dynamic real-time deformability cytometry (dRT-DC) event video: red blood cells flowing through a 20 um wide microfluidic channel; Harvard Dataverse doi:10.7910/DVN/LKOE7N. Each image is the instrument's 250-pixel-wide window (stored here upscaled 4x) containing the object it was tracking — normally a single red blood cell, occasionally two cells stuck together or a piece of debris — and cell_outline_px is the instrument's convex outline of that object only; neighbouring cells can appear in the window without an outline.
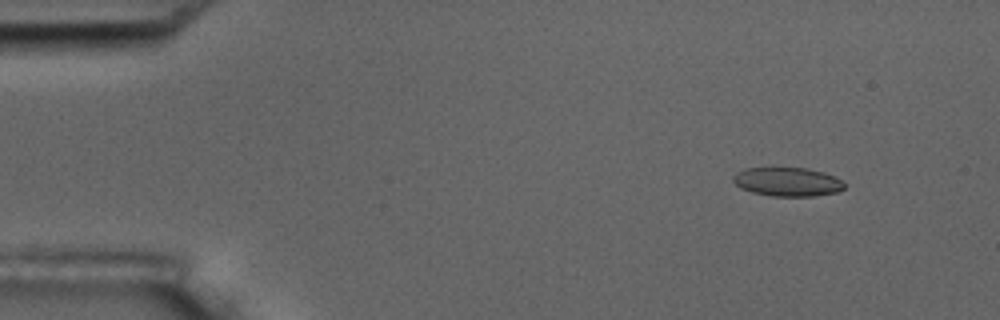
{"species": "common noctule bat (a hibernating species)", "species_latin": "Nyctalus noctula", "temperature_condition": "room temperature", "stored_images_in_passage": 8, "camera_frame_rate_fps": 3000, "um_per_image_px": 0.085, "animal": {"sex": "male", "body_mass_g": 17.5, "forearm_length_mm": 52.3}, "frame": {"image": 1, "passage_image": 2, "time_ms": 1.0, "image_size_px": [1000, 320], "cell_outline_px": [[844, 188], [836, 192], [816, 196], [772, 196], [752, 192], [740, 188], [732, 180], [732, 176], [736, 172], [744, 168], [772, 164], [804, 168], [824, 172], [836, 176], [844, 184]], "centroid_in_image_um": [66.86, 15.39], "position_along_channel_um": 18.1, "area_um2": 19.59}}
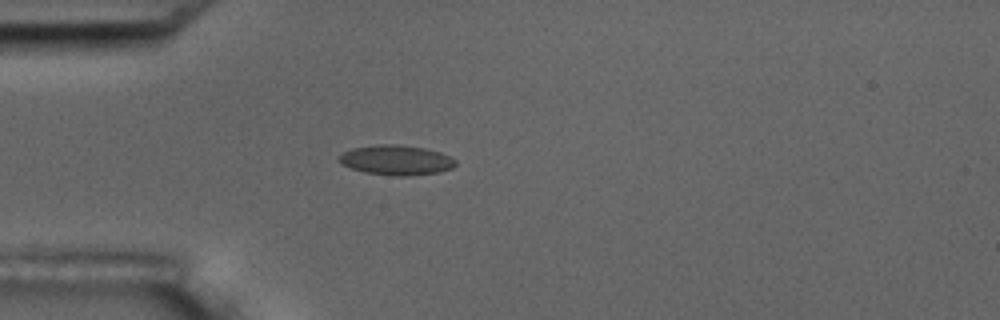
{"frame": {"image": 2, "passage_image": 4, "time_ms": 4.333, "image_size_px": [1000, 320], "cell_outline_px": [[456, 164], [452, 168], [440, 172], [404, 176], [392, 176], [364, 172], [340, 164], [336, 160], [336, 156], [352, 148], [376, 144], [396, 144], [424, 148], [440, 152], [456, 160]], "centroid_in_image_um": [33.63, 13.6], "position_along_channel_um": 51.4, "area_um2": 20.46}}
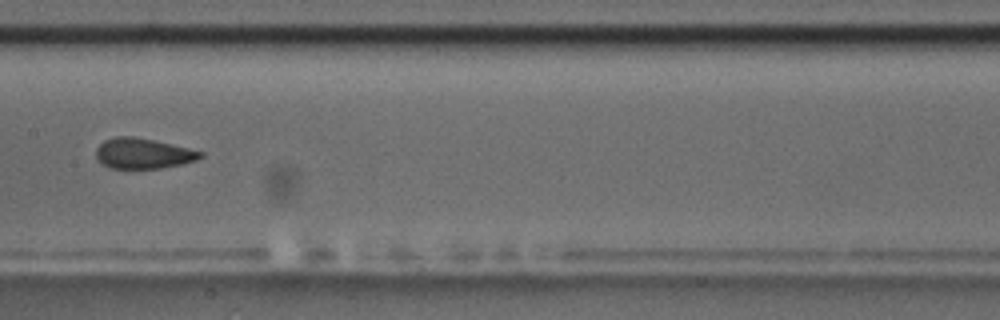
{"frame": {"image": 3, "passage_image": 8, "time_ms": 8.667, "image_size_px": [1000, 320], "cell_outline_px": [[204, 156], [196, 160], [180, 164], [160, 168], [108, 168], [96, 156], [96, 148], [104, 140], [116, 136], [132, 136], [152, 140], [188, 148], [204, 152]], "centroid_in_image_um": [12.16, 13.04], "position_along_channel_um": 195.2, "area_um2": 18.26}}